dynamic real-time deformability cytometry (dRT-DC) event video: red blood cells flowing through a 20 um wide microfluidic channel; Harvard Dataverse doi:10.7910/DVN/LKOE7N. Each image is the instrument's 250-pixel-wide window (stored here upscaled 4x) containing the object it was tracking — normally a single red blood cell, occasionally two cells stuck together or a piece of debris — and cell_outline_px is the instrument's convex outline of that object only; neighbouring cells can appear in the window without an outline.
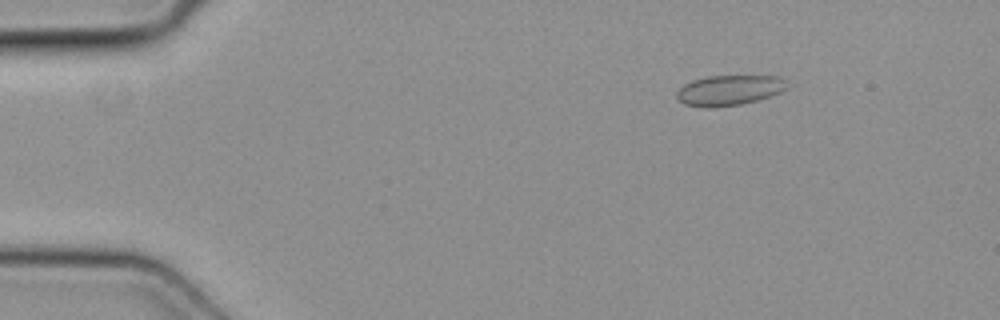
{"species": "common noctule bat (a hibernating species)", "species_latin": "Nyctalus noctula", "temperature_condition": "cold", "stored_images_in_passage": 43, "camera_frame_rate_fps": 3000, "um_per_image_px": 0.085, "animal": {"sex": "female", "body_mass_g": 19.3, "forearm_length_mm": 54.1}, "frame": {"image": 1, "passage_image": 1, "time_ms": 0.0, "image_size_px": [1000, 320], "cell_outline_px": [[788, 88], [780, 92], [756, 100], [740, 104], [712, 108], [708, 108], [684, 104], [676, 96], [676, 92], [684, 84], [692, 80], [708, 76], [780, 76], [784, 80]], "centroid_in_image_um": [61.95, 7.67], "position_along_channel_um": 23.0, "area_um2": 19.31}}
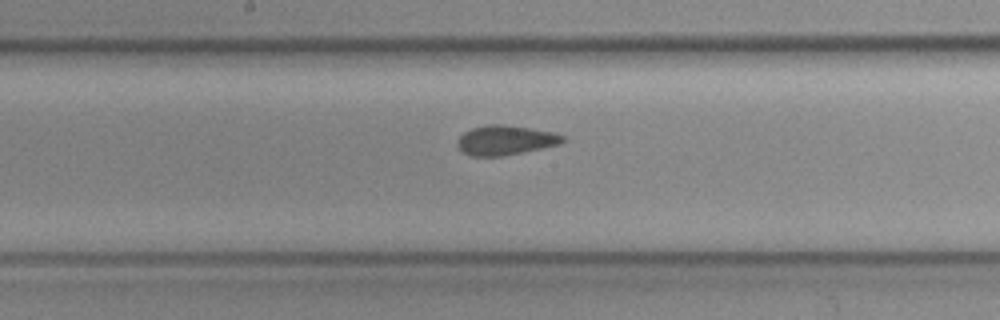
{"frame": {"image": 2, "passage_image": 20, "time_ms": 6.333, "image_size_px": [1000, 320], "cell_outline_px": [[564, 140], [560, 144], [500, 156], [472, 156], [464, 152], [456, 144], [456, 140], [464, 132], [472, 128], [488, 124], [504, 124], [552, 132], [564, 136]], "centroid_in_image_um": [42.91, 11.9], "position_along_channel_um": 205.3, "area_um2": 17.86}}
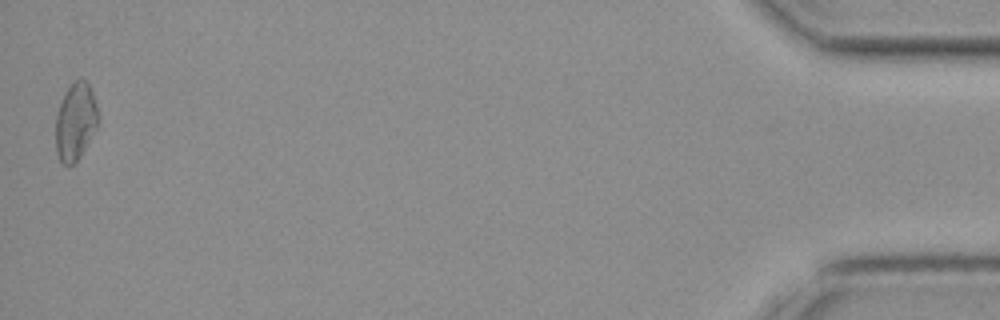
{"frame": {"image": 3, "passage_image": 43, "time_ms": 14.0, "image_size_px": [1000, 320], "cell_outline_px": [[100, 120], [96, 128], [80, 156], [72, 164], [64, 164], [60, 160], [56, 152], [56, 116], [60, 104], [72, 80], [84, 80], [88, 84], [92, 92], [96, 104]], "centroid_in_image_um": [6.42, 10.32], "position_along_channel_um": 428.8, "area_um2": 18.84}}